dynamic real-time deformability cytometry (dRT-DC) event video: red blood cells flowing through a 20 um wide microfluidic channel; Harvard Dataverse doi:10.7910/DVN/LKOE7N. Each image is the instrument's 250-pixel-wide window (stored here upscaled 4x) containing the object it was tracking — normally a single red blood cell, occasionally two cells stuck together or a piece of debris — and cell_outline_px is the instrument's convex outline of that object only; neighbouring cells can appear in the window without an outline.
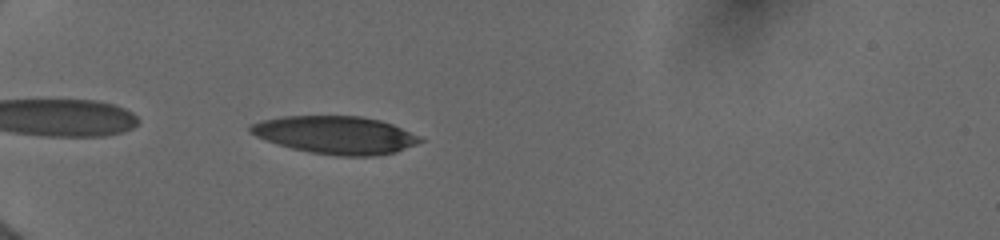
{"species": "human", "species_latin": "Homo sapiens", "temperature_condition": "cold", "stored_images_in_passage": 3, "camera_frame_rate_fps": 3000, "um_per_image_px": 0.085, "donor": {"sex": "female"}, "frame": {"image": 1, "passage_image": 1, "time_ms": 0.0, "image_size_px": [1000, 240], "cell_outline_px": [[424, 140], [416, 144], [396, 152], [372, 156], [340, 156], [312, 152], [292, 148], [256, 136], [248, 132], [248, 128], [252, 124], [260, 120], [284, 116], [360, 116], [380, 120], [392, 124], [420, 136]], "centroid_in_image_um": [28.54, 11.46], "position_along_channel_um": 56.5, "area_um2": 37.11}}